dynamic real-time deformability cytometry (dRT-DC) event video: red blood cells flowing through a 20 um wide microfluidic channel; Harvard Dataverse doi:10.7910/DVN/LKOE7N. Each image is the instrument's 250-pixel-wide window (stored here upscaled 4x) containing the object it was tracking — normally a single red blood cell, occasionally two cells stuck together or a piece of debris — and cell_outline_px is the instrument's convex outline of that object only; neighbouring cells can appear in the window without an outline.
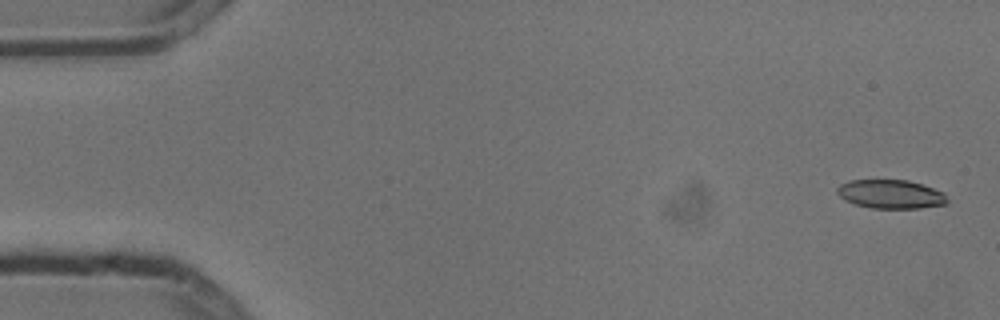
{"species": "common noctule bat (a hibernating species)", "species_latin": "Nyctalus noctula", "temperature_condition": "cold", "stored_images_in_passage": 5, "camera_frame_rate_fps": 3000, "um_per_image_px": 0.085, "animal": {"sex": "male", "body_mass_g": 13.3}, "frame": {"image": 1, "passage_image": 1, "time_ms": 0.0, "image_size_px": [1000, 320], "cell_outline_px": [[948, 204], [920, 208], [872, 208], [856, 204], [844, 200], [836, 192], [836, 188], [840, 184], [848, 180], [908, 180], [944, 192], [948, 200]], "centroid_in_image_um": [75.7, 16.5], "position_along_channel_um": 9.3, "area_um2": 18.5}}
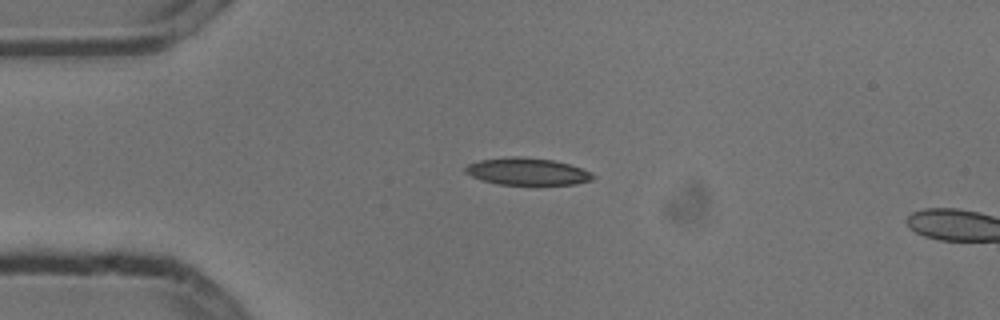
{"frame": {"image": 2, "passage_image": 4, "time_ms": 1.0, "image_size_px": [1000, 320], "cell_outline_px": [[596, 176], [592, 180], [576, 184], [536, 188], [496, 184], [480, 180], [464, 172], [464, 168], [468, 164], [480, 160], [512, 156], [520, 156], [552, 160], [568, 164], [592, 172]], "centroid_in_image_um": [44.84, 14.64], "position_along_channel_um": 40.2, "area_um2": 21.27}}